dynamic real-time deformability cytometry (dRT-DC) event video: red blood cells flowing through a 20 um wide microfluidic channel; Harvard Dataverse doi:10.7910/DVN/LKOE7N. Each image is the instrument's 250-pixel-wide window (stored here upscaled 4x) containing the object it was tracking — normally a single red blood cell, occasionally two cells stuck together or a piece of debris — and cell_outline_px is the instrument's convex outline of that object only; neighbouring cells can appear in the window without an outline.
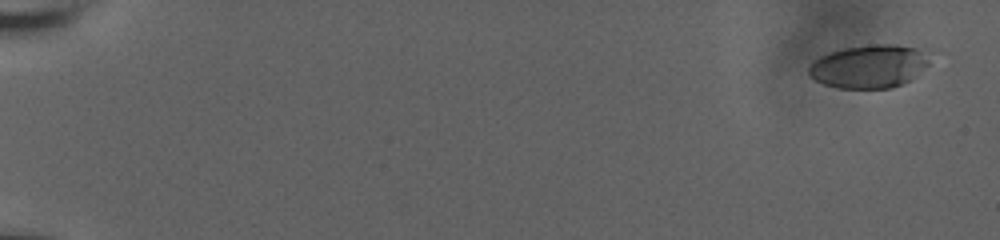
{"species": "human", "species_latin": "Homo sapiens", "temperature_condition": "room temperature", "stored_images_in_passage": 12, "camera_frame_rate_fps": 3000, "um_per_image_px": 0.085, "donor": {"sex": "male"}, "frame": {"image": 1, "passage_image": 1, "time_ms": 0.0, "image_size_px": [1000, 240], "cell_outline_px": [[928, 64], [908, 80], [892, 88], [836, 88], [824, 84], [808, 76], [808, 68], [820, 56], [844, 48], [876, 44], [896, 44], [916, 48], [928, 52]], "centroid_in_image_um": [73.85, 5.64], "position_along_channel_um": 11.2, "area_um2": 30.06}}
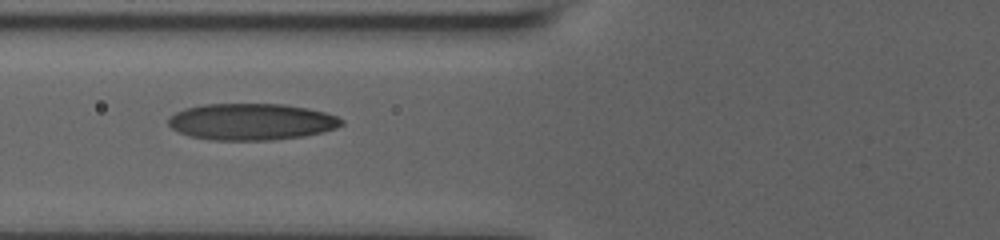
{"frame": {"image": 2, "passage_image": 10, "time_ms": 3.0, "image_size_px": [1000, 240], "cell_outline_px": [[344, 124], [336, 128], [304, 136], [272, 140], [212, 140], [188, 136], [172, 128], [168, 124], [168, 116], [184, 108], [204, 104], [284, 104], [308, 108], [324, 112], [336, 116], [344, 120]], "centroid_in_image_um": [21.35, 10.34], "position_along_channel_um": 104.4, "area_um2": 37.05}}
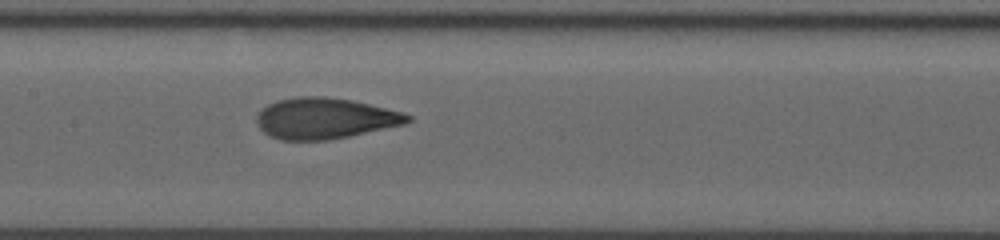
{"frame": {"image": 3, "passage_image": 12, "time_ms": 3.667, "image_size_px": [1000, 240], "cell_outline_px": [[412, 120], [404, 124], [348, 136], [328, 140], [280, 140], [268, 136], [256, 124], [256, 116], [268, 104], [276, 100], [296, 96], [328, 96], [352, 100], [404, 112], [412, 116]], "centroid_in_image_um": [27.6, 10.05], "position_along_channel_um": 179.8, "area_um2": 36.18}}